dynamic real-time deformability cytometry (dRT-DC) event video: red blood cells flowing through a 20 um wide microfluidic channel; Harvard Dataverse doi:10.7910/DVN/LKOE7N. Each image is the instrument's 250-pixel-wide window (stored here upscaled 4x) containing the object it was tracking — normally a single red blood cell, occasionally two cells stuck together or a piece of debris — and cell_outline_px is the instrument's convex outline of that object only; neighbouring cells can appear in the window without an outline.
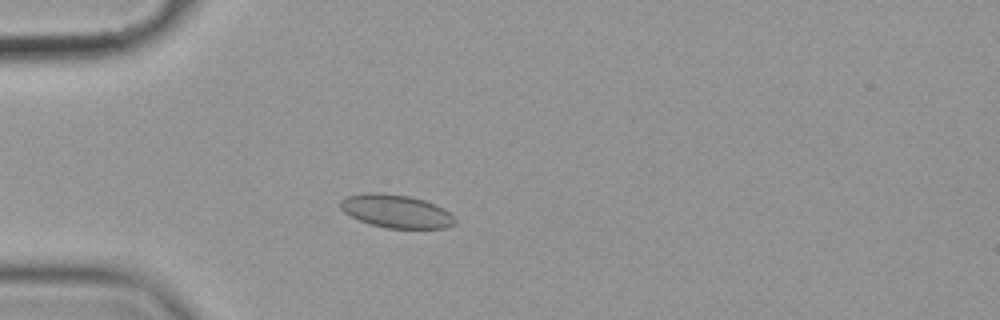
{"species": "common noctule bat (a hibernating species)", "species_latin": "Nyctalus noctula", "temperature_condition": "cold", "stored_images_in_passage": 54, "camera_frame_rate_fps": 3000, "um_per_image_px": 0.085, "animal": {"sex": "female", "body_mass_g": 19.9}, "frame": {"image": 1, "passage_image": 13, "time_ms": 4.0, "image_size_px": [1000, 320], "cell_outline_px": [[456, 220], [448, 228], [388, 228], [368, 224], [344, 212], [340, 208], [340, 200], [348, 196], [368, 192], [380, 192], [408, 196], [424, 200], [436, 204], [444, 208]], "centroid_in_image_um": [33.66, 17.95], "position_along_channel_um": 51.3, "area_um2": 22.08}}
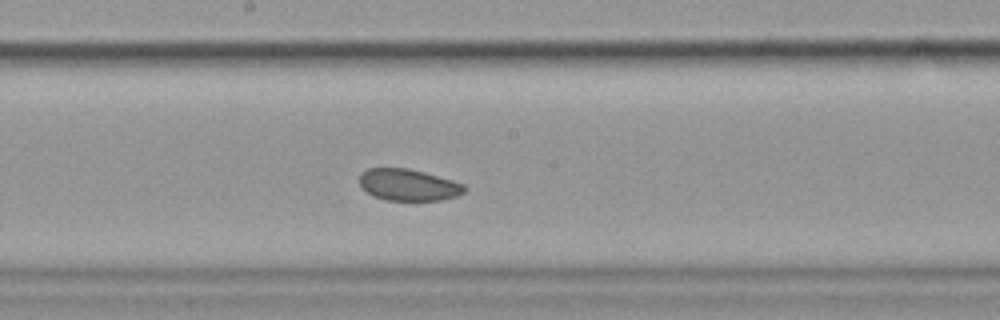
{"frame": {"image": 2, "passage_image": 28, "time_ms": 9.0, "image_size_px": [1000, 320], "cell_outline_px": [[468, 188], [464, 192], [456, 196], [440, 200], [384, 200], [372, 196], [360, 188], [360, 172], [368, 168], [408, 168], [424, 172], [452, 180], [464, 184]], "centroid_in_image_um": [34.68, 15.71], "position_along_channel_um": 213.5, "area_um2": 19.54}}
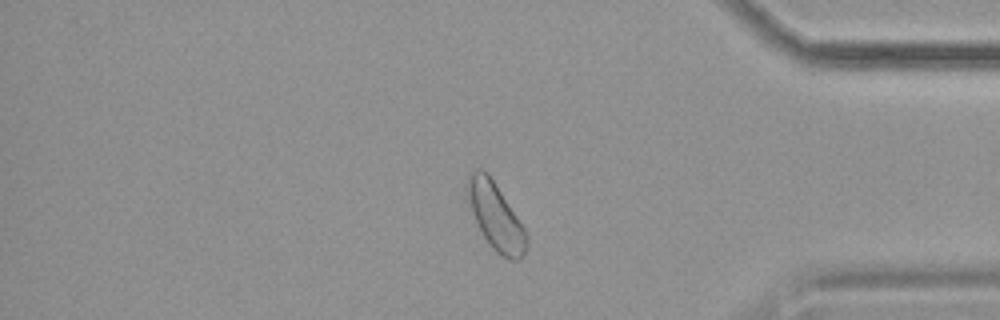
{"frame": {"image": 3, "passage_image": 45, "time_ms": 14.667, "image_size_px": [1000, 320], "cell_outline_px": [[528, 248], [524, 256], [520, 260], [508, 260], [500, 256], [492, 248], [484, 236], [472, 212], [464, 188], [468, 172], [476, 168], [484, 168], [488, 172], [528, 232]], "centroid_in_image_um": [42.14, 18.36], "position_along_channel_um": 393.1, "area_um2": 23.7}, "authors_computed_cell_mechanics": {"area_um2": 21.9062, "velocity_mm_per_s": 3.5301, "shape_relaxation_time_tau1_ms": null, "shape_relaxation_time_tau2_ms": 5.835, "deformation_change_tau1": null, "deformation_change_tau2": 0.0574}}